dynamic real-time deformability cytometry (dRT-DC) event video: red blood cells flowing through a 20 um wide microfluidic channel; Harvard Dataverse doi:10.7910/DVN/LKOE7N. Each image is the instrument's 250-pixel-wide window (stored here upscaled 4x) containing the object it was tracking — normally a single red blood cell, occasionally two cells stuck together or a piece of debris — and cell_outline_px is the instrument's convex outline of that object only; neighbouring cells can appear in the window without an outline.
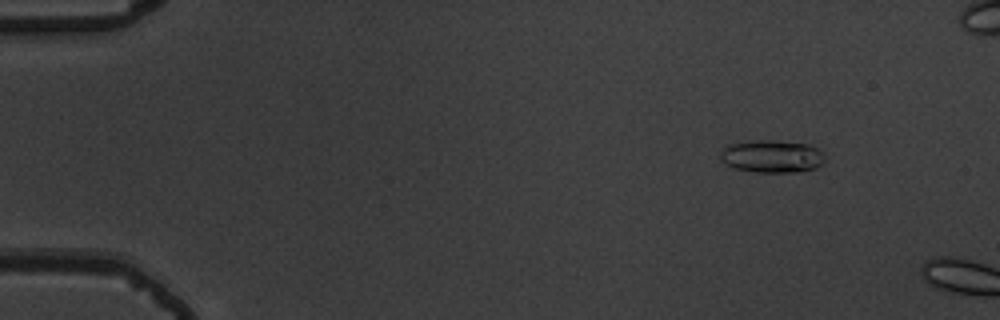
{"species": "common noctule bat (a hibernating species)", "species_latin": "Nyctalus noctula", "temperature_condition": "warm", "stored_images_in_passage": 9, "camera_frame_rate_fps": 3000, "um_per_image_px": 0.085, "animal": {"sex": "male", "body_mass_g": 19.5, "forearm_length_mm": 54.6}, "frame": {"image": 1, "passage_image": 6, "time_ms": 1.667, "image_size_px": [1000, 320], "cell_outline_px": [[824, 164], [816, 168], [800, 172], [756, 172], [736, 168], [720, 160], [720, 152], [724, 148], [732, 144], [756, 140], [772, 140], [808, 144], [824, 152]], "centroid_in_image_um": [65.67, 13.3], "position_along_channel_um": 19.3, "area_um2": 19.83}}